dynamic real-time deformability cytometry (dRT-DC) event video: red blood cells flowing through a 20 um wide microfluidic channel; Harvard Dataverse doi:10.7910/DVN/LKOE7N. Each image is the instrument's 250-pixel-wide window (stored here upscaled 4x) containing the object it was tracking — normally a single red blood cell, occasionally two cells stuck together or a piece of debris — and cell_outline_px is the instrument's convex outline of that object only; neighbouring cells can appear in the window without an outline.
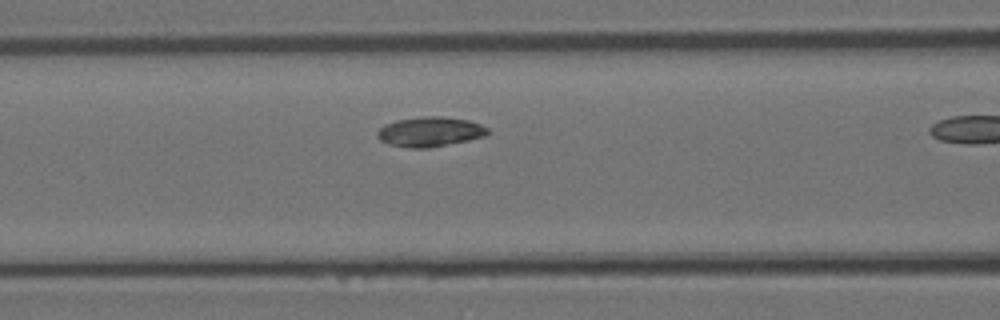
{"species": "Egyptian fruit bat (a non-hibernating species)", "species_latin": "Rousettus aegyptiacus", "temperature_condition": "room temperature", "stored_images_in_passage": 16, "camera_frame_rate_fps": 3000, "um_per_image_px": 0.085, "animal": {"sex": "female"}, "frame": {"image": 1, "passage_image": 12, "time_ms": 3.667, "image_size_px": [1000, 320], "cell_outline_px": [[488, 132], [484, 136], [468, 140], [428, 148], [412, 148], [388, 144], [380, 140], [376, 136], [376, 132], [384, 124], [396, 120], [424, 116], [444, 116], [468, 120], [480, 124], [488, 128]], "centroid_in_image_um": [36.51, 11.19], "position_along_channel_um": 130.1, "area_um2": 19.13}}